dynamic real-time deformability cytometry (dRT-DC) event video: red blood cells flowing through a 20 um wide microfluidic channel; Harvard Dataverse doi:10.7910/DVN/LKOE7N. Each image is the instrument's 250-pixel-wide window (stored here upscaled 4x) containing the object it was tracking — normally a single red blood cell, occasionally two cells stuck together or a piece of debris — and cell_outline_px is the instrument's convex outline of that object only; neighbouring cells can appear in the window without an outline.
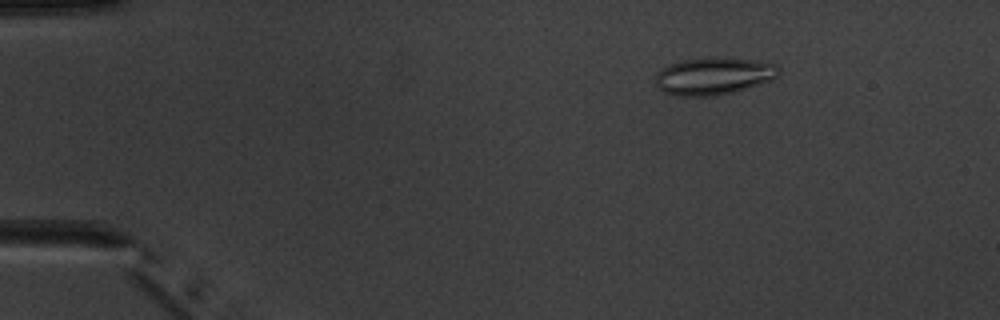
{"species": "common noctule bat (a hibernating species)", "species_latin": "Nyctalus noctula", "temperature_condition": "warm", "stored_images_in_passage": 6, "camera_frame_rate_fps": 3000, "um_per_image_px": 0.085, "animal": {"sex": "male", "body_mass_g": 20.1, "forearm_length_mm": 53.5}, "frame": {"image": 1, "passage_image": 3, "time_ms": 2.333, "image_size_px": [1000, 320], "cell_outline_px": [[780, 76], [772, 80], [760, 84], [732, 92], [716, 96], [676, 96], [664, 92], [656, 84], [656, 72], [668, 64], [680, 60], [708, 56], [712, 56], [756, 60], [776, 64], [780, 68]], "centroid_in_image_um": [60.67, 6.44], "position_along_channel_um": 24.3, "area_um2": 27.34}}
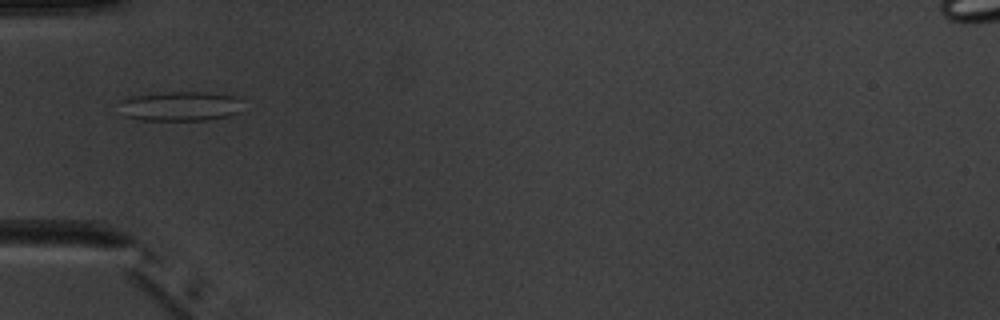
{"frame": {"image": 2, "passage_image": 5, "time_ms": 5.667, "image_size_px": [1000, 320], "cell_outline_px": [[244, 100], [240, 112], [228, 116], [212, 120], [140, 120], [124, 116], [120, 100], [132, 96], [172, 92], [208, 92], [232, 96]], "centroid_in_image_um": [15.38, 9.04], "position_along_channel_um": 69.6, "area_um2": 21.39}}
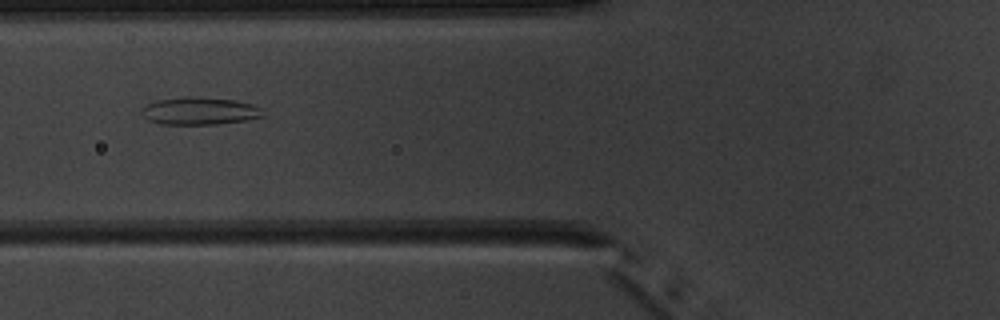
{"frame": {"image": 3, "passage_image": 6, "time_ms": 6.667, "image_size_px": [1000, 320], "cell_outline_px": [[264, 116], [248, 120], [216, 124], [160, 124], [148, 120], [144, 116], [144, 108], [148, 104], [156, 100], [232, 100], [252, 104], [264, 108]], "centroid_in_image_um": [17.07, 9.5], "position_along_channel_um": 108.7, "area_um2": 18.21}}